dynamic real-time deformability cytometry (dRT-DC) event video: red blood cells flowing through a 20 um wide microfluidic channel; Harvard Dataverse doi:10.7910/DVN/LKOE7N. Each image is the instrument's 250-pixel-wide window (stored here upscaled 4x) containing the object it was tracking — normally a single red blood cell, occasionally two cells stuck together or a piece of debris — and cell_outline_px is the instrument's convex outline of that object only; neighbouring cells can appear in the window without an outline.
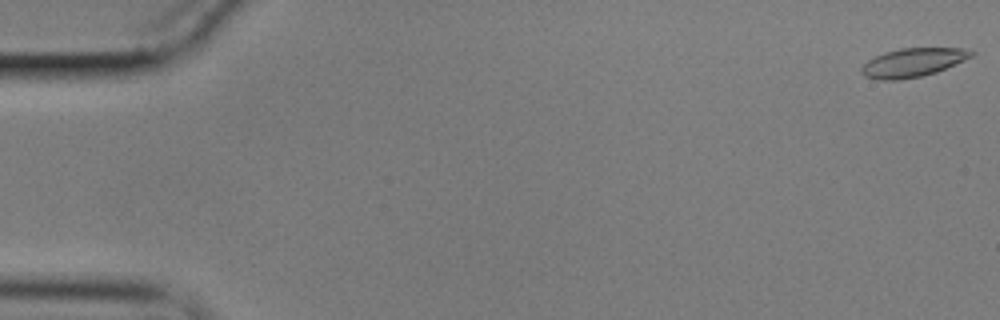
{"species": "common noctule bat (a hibernating species)", "species_latin": "Nyctalus noctula", "temperature_condition": "cold", "stored_images_in_passage": 58, "camera_frame_rate_fps": 3000, "um_per_image_px": 0.085, "animal": {"sex": "male", "body_mass_g": 17.9}, "frame": {"image": 1, "passage_image": 1, "time_ms": 0.0, "image_size_px": [1000, 320], "cell_outline_px": [[976, 52], [972, 56], [964, 60], [936, 72], [920, 76], [900, 80], [880, 80], [864, 76], [860, 72], [860, 68], [868, 60], [884, 52], [900, 48], [960, 48]], "centroid_in_image_um": [77.55, 5.32], "position_along_channel_um": 7.4, "area_um2": 18.26}}
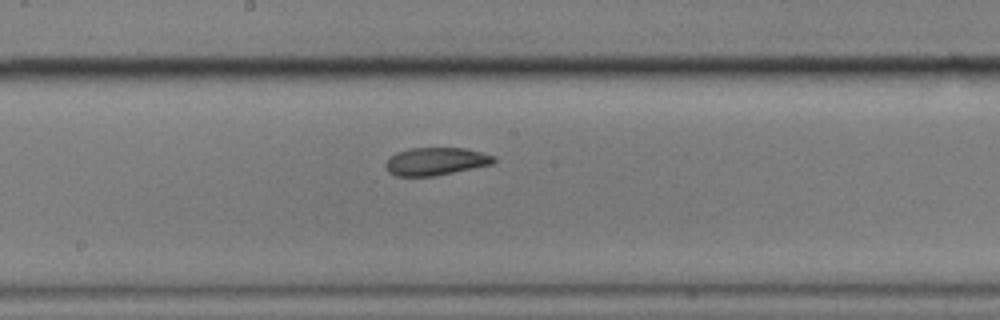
{"frame": {"image": 2, "passage_image": 31, "time_ms": 10.0, "image_size_px": [1000, 320], "cell_outline_px": [[496, 160], [492, 164], [436, 176], [396, 176], [388, 172], [384, 168], [384, 164], [396, 152], [408, 148], [464, 148], [496, 156]], "centroid_in_image_um": [37.02, 13.72], "position_along_channel_um": 211.2, "area_um2": 17.57}}
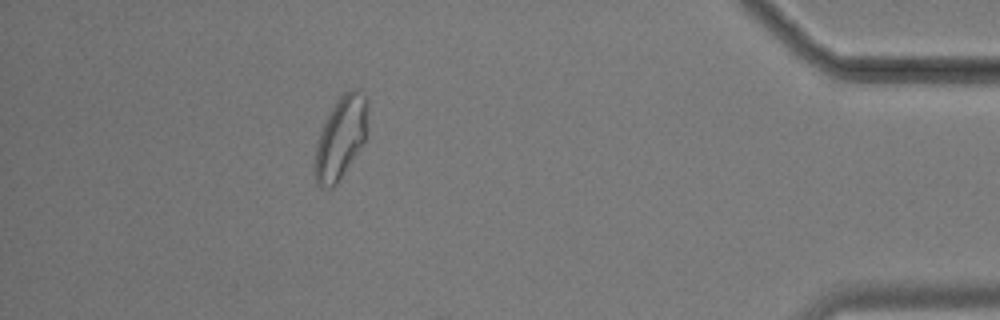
{"frame": {"image": 3, "passage_image": 52, "time_ms": 17.0, "image_size_px": [1000, 320], "cell_outline_px": [[364, 140], [336, 184], [332, 188], [328, 188], [316, 184], [316, 144], [324, 124], [332, 108], [340, 96], [344, 92], [352, 88], [356, 88], [364, 92]], "centroid_in_image_um": [28.92, 11.7], "position_along_channel_um": 406.3, "area_um2": 23.7}, "authors_computed_cell_mechanics": {"area_um2": 18.6694, "velocity_mm_per_s": 3.4762, "shape_relaxation_time_tau1_ms": null, "shape_relaxation_time_tau2_ms": 2.84, "deformation_change_tau1": null, "deformation_change_tau2": 0.0738}}